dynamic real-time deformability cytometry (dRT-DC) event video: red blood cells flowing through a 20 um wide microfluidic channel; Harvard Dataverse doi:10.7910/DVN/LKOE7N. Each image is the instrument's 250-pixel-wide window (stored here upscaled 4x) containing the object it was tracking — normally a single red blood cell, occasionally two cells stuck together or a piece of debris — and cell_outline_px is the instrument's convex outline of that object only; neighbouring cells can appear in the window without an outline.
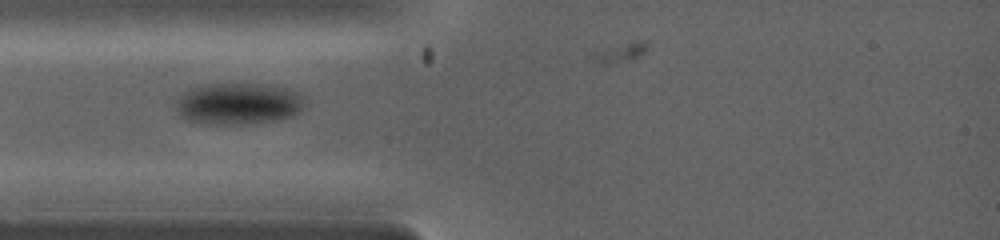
{"species": "common noctule bat (a hibernating species)", "species_latin": "Nyctalus noctula", "temperature_condition": "warm", "stored_images_in_passage": 6, "camera_frame_rate_fps": 5000, "um_per_image_px": 0.085, "animal": {"sex": "female", "body_mass_g": 19.0, "forearm_length_mm": 53.3}, "frame": {"image": 1, "passage_image": 3, "time_ms": 0.8, "image_size_px": [1000, 240], "cell_outline_px": [[300, 108], [292, 116], [272, 120], [240, 124], [212, 124], [188, 120], [180, 116], [176, 108], [176, 104], [180, 96], [188, 88], [204, 84], [256, 84], [284, 88], [296, 92], [300, 96]], "centroid_in_image_um": [20.14, 8.81], "position_along_channel_um": 64.9, "area_um2": 30.4}}
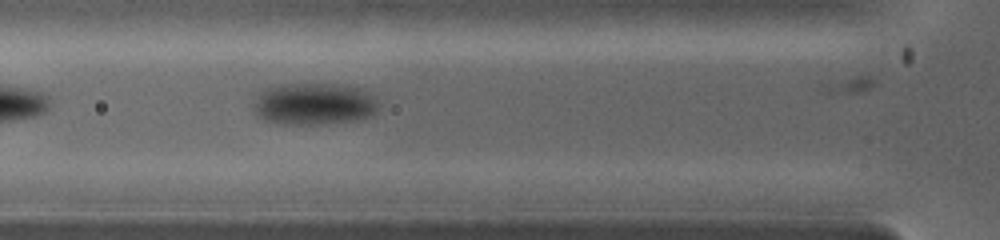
{"frame": {"image": 2, "passage_image": 5, "time_ms": 1.4, "image_size_px": [1000, 240], "cell_outline_px": [[376, 108], [368, 116], [348, 120], [316, 124], [280, 124], [264, 120], [256, 112], [256, 104], [260, 92], [276, 84], [332, 84], [360, 88], [376, 104]], "centroid_in_image_um": [26.6, 8.82], "position_along_channel_um": 99.2, "area_um2": 29.3}}